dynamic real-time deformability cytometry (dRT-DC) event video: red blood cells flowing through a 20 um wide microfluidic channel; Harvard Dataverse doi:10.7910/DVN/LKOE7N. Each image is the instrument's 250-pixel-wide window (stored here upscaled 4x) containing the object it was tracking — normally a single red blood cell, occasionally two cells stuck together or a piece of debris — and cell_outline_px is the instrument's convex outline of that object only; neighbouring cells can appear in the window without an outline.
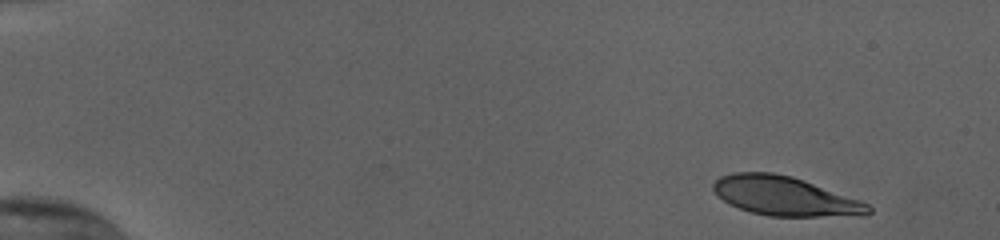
{"species": "human", "species_latin": "Homo sapiens", "temperature_condition": "cold", "stored_images_in_passage": 51, "camera_frame_rate_fps": 3000, "um_per_image_px": 0.085, "donor": {"sex": "female"}, "frame": {"image": 1, "passage_image": 1, "time_ms": 0.0, "image_size_px": [1000, 240], "cell_outline_px": [[872, 212], [868, 216], [768, 216], [752, 212], [728, 204], [716, 196], [712, 188], [712, 184], [720, 176], [732, 172], [772, 172], [792, 176], [804, 180], [860, 200], [868, 204], [872, 208]], "centroid_in_image_um": [66.71, 16.67], "position_along_channel_um": 18.3, "area_um2": 35.66}}
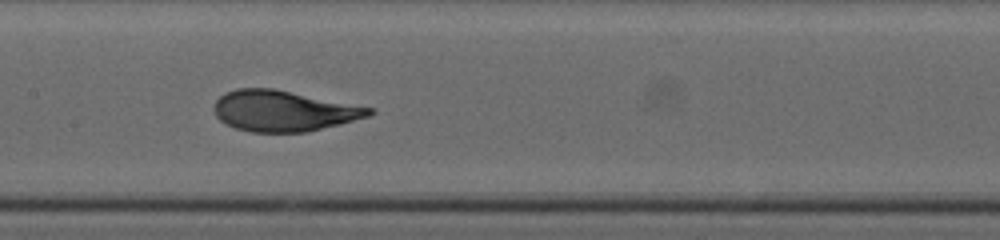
{"frame": {"image": 2, "passage_image": 25, "time_ms": 8.0, "image_size_px": [1000, 240], "cell_outline_px": [[376, 112], [368, 116], [340, 124], [304, 132], [252, 132], [236, 128], [220, 120], [216, 116], [212, 108], [216, 100], [224, 92], [236, 88], [272, 88], [372, 108]], "centroid_in_image_um": [24.05, 9.42], "position_along_channel_um": 183.4, "area_um2": 36.53}}
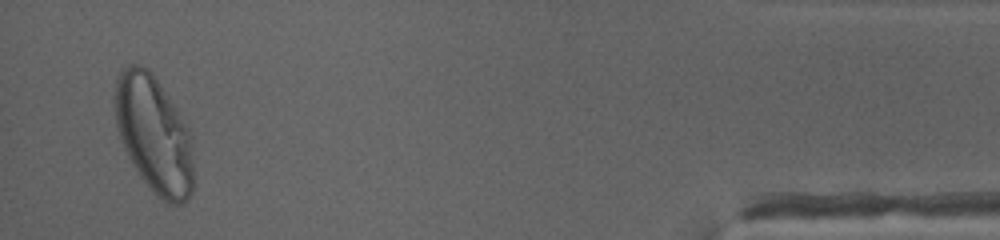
{"frame": {"image": 3, "passage_image": 49, "time_ms": 16.0, "image_size_px": [1000, 240], "cell_outline_px": [[192, 192], [188, 200], [184, 204], [168, 204], [152, 192], [140, 176], [132, 164], [120, 140], [116, 124], [112, 100], [116, 80], [120, 72], [128, 64], [140, 64], [148, 68], [152, 72], [188, 128], [192, 148]], "centroid_in_image_um": [13.04, 11.42], "position_along_channel_um": 422.2, "area_um2": 53.87}, "authors_computed_cell_mechanics": {"area_um2": 36.9342, "velocity_mm_per_s": 3.8115, "shape_relaxation_time_tau1_ms": 4.3357, "shape_relaxation_time_tau2_ms": null, "deformation_change_tau1": 0.2094, "deformation_change_tau2": null}}